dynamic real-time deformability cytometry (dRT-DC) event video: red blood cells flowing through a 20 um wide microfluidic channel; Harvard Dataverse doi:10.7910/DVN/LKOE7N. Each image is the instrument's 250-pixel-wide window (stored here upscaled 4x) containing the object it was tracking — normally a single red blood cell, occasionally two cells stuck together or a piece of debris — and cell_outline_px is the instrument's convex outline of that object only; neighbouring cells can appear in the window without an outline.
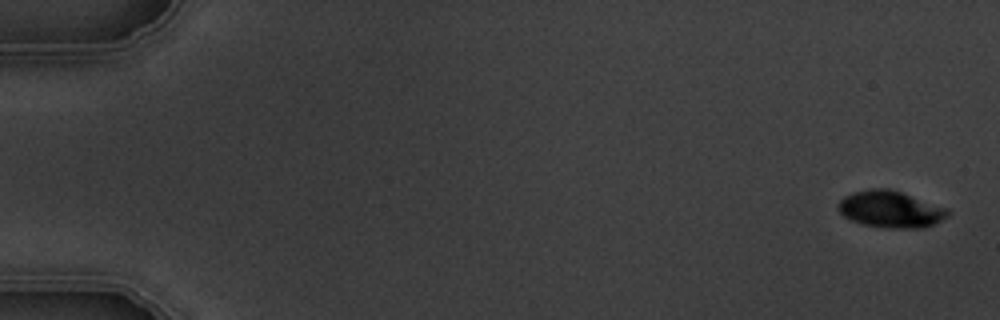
{"species": "common noctule bat (a hibernating species)", "species_latin": "Nyctalus noctula", "temperature_condition": "warm", "stored_images_in_passage": 6, "camera_frame_rate_fps": 3000, "um_per_image_px": 0.085, "animal": {"sex": "male", "body_mass_g": 19.5, "forearm_length_mm": 54.6}, "frame": {"image": 1, "passage_image": 1, "time_ms": 0.0, "image_size_px": [1000, 320], "cell_outline_px": [[952, 212], [948, 216], [924, 228], [888, 228], [864, 224], [852, 220], [844, 216], [836, 208], [836, 204], [844, 196], [852, 192], [868, 188], [888, 188], [948, 208]], "centroid_in_image_um": [75.67, 17.78], "position_along_channel_um": 9.3, "area_um2": 23.47}}
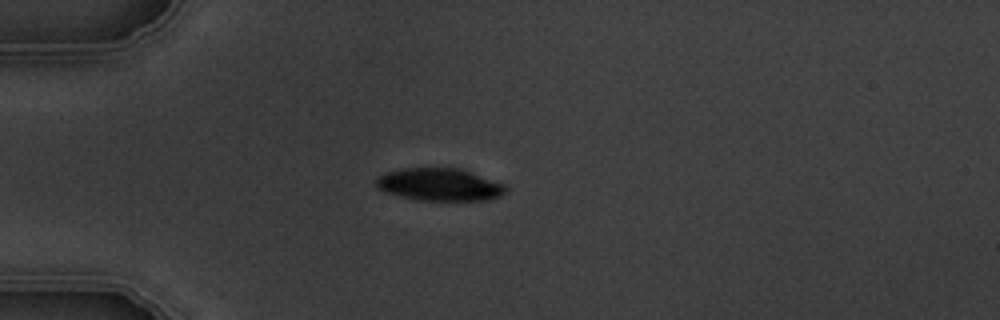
{"frame": {"image": 2, "passage_image": 5, "time_ms": 4.667, "image_size_px": [1000, 320], "cell_outline_px": [[508, 192], [500, 196], [488, 200], [420, 200], [384, 192], [376, 188], [376, 180], [380, 176], [388, 172], [404, 168], [460, 168], [504, 184], [508, 188]], "centroid_in_image_um": [37.39, 15.69], "position_along_channel_um": 47.6, "area_um2": 24.45}}